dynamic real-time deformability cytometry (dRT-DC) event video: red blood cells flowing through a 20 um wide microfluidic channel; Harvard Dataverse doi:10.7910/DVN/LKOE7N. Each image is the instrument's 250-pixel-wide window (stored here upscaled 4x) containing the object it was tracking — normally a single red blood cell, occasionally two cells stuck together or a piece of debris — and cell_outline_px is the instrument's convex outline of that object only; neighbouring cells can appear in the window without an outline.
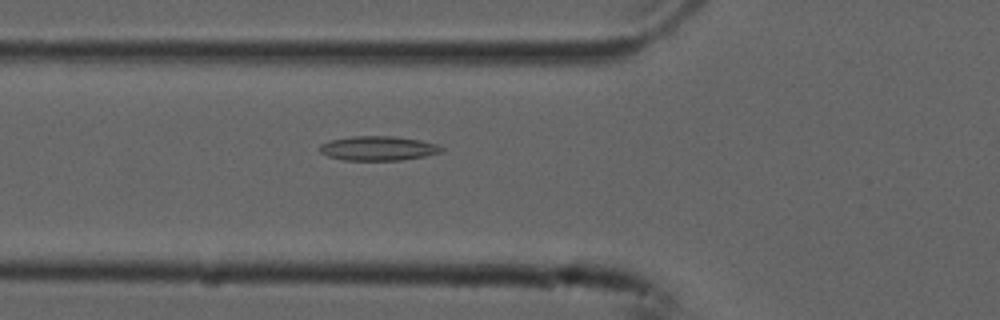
{"species": "common noctule bat (a hibernating species)", "species_latin": "Nyctalus noctula", "temperature_condition": "cold", "stored_images_in_passage": 33, "camera_frame_rate_fps": 3000, "um_per_image_px": 0.085, "animal": {"sex": "male", "forearm_length_mm": 52.5}, "frame": {"image": 1, "passage_image": 7, "time_ms": 2.0, "image_size_px": [1000, 320], "cell_outline_px": [[444, 148], [440, 152], [424, 156], [400, 160], [344, 160], [328, 156], [320, 152], [320, 144], [332, 140], [352, 136], [396, 136], [420, 140], [436, 144]], "centroid_in_image_um": [32.14, 12.6], "position_along_channel_um": 93.7, "area_um2": 17.17}}
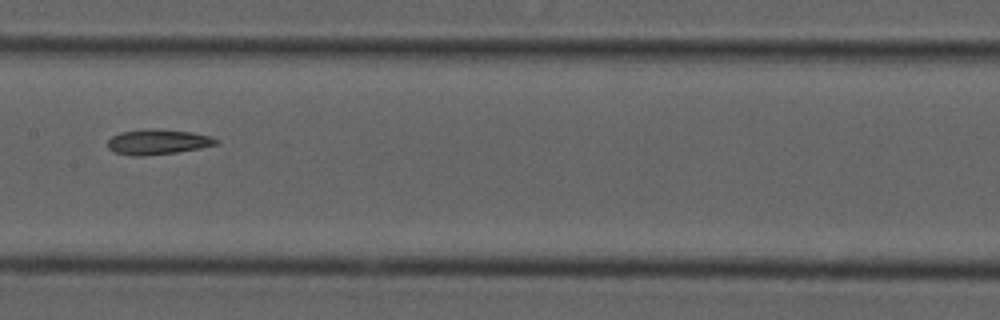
{"frame": {"image": 2, "passage_image": 15, "time_ms": 4.667, "image_size_px": [1000, 320], "cell_outline_px": [[220, 144], [200, 148], [176, 152], [144, 156], [132, 156], [112, 152], [108, 148], [108, 140], [112, 136], [120, 132], [192, 132], [208, 136], [220, 140]], "centroid_in_image_um": [13.42, 12.13], "position_along_channel_um": 194.0, "area_um2": 14.97}}
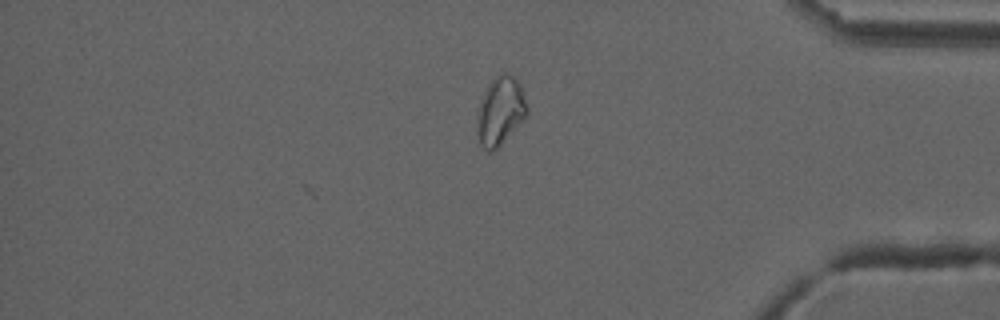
{"frame": {"image": 3, "passage_image": 33, "time_ms": 10.667, "image_size_px": [1000, 320], "cell_outline_px": [[528, 112], [524, 120], [492, 152], [488, 152], [480, 144], [476, 116], [476, 108], [488, 84], [496, 76], [504, 72], [508, 72], [520, 84], [524, 92], [528, 108]], "centroid_in_image_um": [42.52, 9.41], "position_along_channel_um": 392.7, "area_um2": 20.0}, "authors_computed_cell_mechanics": {"area_um2": 15.317, "velocity_mm_per_s": 3.7417, "shape_relaxation_time_tau1_ms": null, "shape_relaxation_time_tau2_ms": 7.3021, "deformation_change_tau1": null, "deformation_change_tau2": 0.1421}}